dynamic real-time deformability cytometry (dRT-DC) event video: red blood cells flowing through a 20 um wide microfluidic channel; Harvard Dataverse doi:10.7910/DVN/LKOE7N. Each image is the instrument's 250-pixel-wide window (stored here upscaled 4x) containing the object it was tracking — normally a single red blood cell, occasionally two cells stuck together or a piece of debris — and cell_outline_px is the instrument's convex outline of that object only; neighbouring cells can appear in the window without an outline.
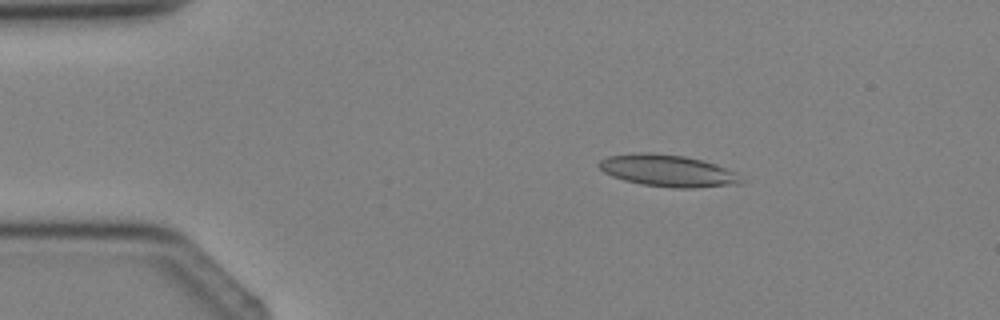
{"species": "Egyptian fruit bat (a non-hibernating species)", "species_latin": "Rousettus aegyptiacus", "temperature_condition": "cold", "stored_images_in_passage": 3, "camera_frame_rate_fps": 3000, "um_per_image_px": 0.085, "animal": {"sex": "female"}, "frame": {"image": 1, "passage_image": 2, "time_ms": 1.0, "image_size_px": [1000, 320], "cell_outline_px": [[740, 184], [692, 188], [672, 188], [640, 184], [624, 180], [612, 176], [604, 172], [596, 164], [600, 160], [608, 156], [636, 152], [652, 152], [684, 156], [716, 164], [736, 172], [740, 180]], "centroid_in_image_um": [56.71, 14.5], "position_along_channel_um": 28.3, "area_um2": 26.41}}
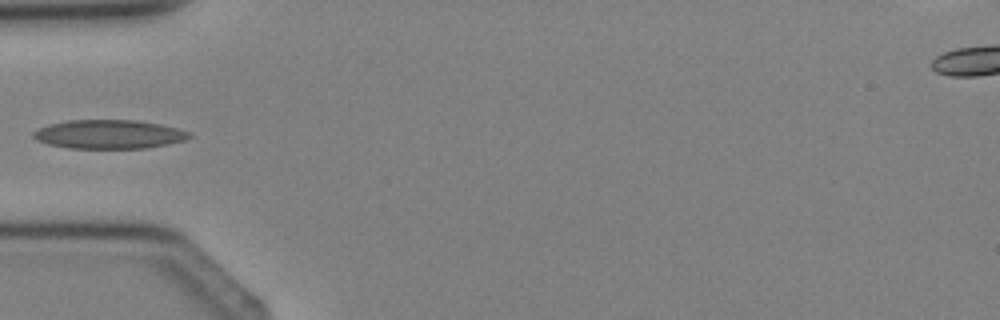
{"frame": {"image": 2, "passage_image": 3, "time_ms": 3.0, "image_size_px": [1000, 320], "cell_outline_px": [[192, 136], [184, 140], [168, 144], [148, 148], [68, 148], [48, 144], [36, 140], [32, 136], [32, 132], [48, 124], [68, 120], [136, 120], [160, 124], [192, 132]], "centroid_in_image_um": [9.26, 11.41], "position_along_channel_um": 75.7, "area_um2": 26.3}}